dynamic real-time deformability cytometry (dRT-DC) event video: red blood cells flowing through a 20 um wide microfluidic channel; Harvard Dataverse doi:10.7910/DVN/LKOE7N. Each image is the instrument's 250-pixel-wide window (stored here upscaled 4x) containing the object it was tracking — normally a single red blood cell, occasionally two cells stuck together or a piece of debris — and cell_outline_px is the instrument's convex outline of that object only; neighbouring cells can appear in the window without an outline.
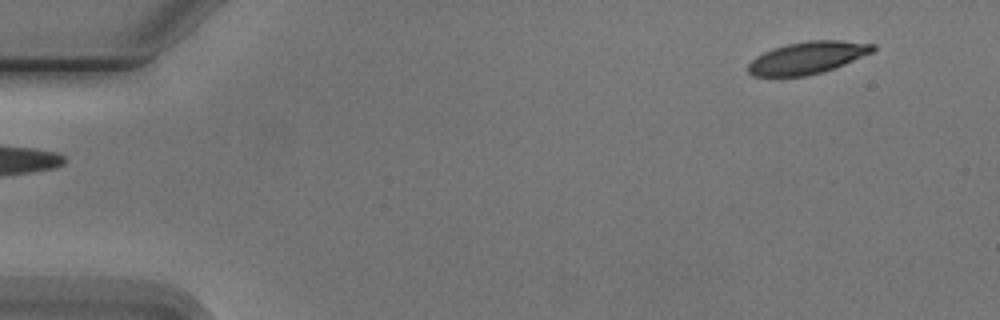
{"species": "Egyptian fruit bat (a non-hibernating species)", "species_latin": "Rousettus aegyptiacus", "temperature_condition": "cold", "stored_images_in_passage": 3, "camera_frame_rate_fps": 3000, "um_per_image_px": 0.085, "animal": {"sex": "male"}, "frame": {"image": 1, "passage_image": 1, "time_ms": 0.0, "image_size_px": [1000, 320], "cell_outline_px": [[876, 48], [872, 52], [844, 64], [820, 72], [804, 76], [752, 76], [748, 72], [748, 64], [756, 56], [772, 48], [788, 44], [808, 40], [840, 40], [876, 44]], "centroid_in_image_um": [68.62, 4.89], "position_along_channel_um": 16.4, "area_um2": 23.18}}